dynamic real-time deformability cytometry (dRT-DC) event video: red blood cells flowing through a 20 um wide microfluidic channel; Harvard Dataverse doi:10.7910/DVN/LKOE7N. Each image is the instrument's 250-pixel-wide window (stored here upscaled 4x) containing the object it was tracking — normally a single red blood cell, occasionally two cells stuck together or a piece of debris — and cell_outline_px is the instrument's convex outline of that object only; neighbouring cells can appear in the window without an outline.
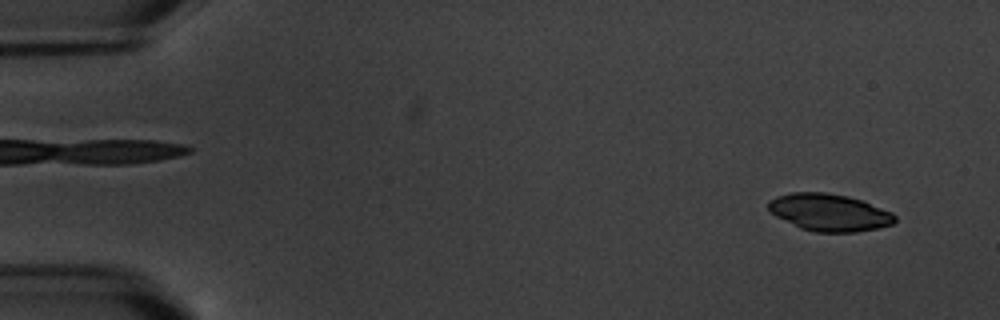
{"species": "common noctule bat (a hibernating species)", "species_latin": "Nyctalus noctula", "temperature_condition": "warm", "stored_images_in_passage": 4, "camera_frame_rate_fps": 3000, "um_per_image_px": 0.085, "animal": {"sex": "male", "body_mass_g": 20.1, "forearm_length_mm": 53.5}, "frame": {"image": 1, "passage_image": 1, "time_ms": 0.0, "image_size_px": [1000, 320], "cell_outline_px": [[896, 220], [892, 224], [880, 228], [856, 232], [816, 232], [800, 228], [768, 212], [768, 200], [776, 196], [792, 192], [824, 192], [848, 196], [860, 200], [892, 212], [896, 216]], "centroid_in_image_um": [70.47, 18.06], "position_along_channel_um": 14.5, "area_um2": 27.51}}
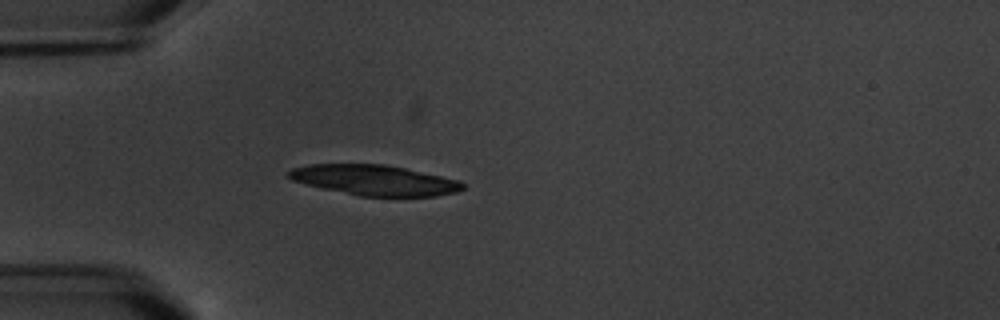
{"frame": {"image": 2, "passage_image": 4, "time_ms": 4.333, "image_size_px": [1000, 320], "cell_outline_px": [[464, 188], [456, 192], [436, 196], [360, 196], [324, 188], [292, 180], [284, 176], [284, 172], [292, 168], [308, 164], [384, 164], [404, 168], [460, 180], [464, 184]], "centroid_in_image_um": [31.8, 15.3], "position_along_channel_um": 53.2, "area_um2": 30.69}}